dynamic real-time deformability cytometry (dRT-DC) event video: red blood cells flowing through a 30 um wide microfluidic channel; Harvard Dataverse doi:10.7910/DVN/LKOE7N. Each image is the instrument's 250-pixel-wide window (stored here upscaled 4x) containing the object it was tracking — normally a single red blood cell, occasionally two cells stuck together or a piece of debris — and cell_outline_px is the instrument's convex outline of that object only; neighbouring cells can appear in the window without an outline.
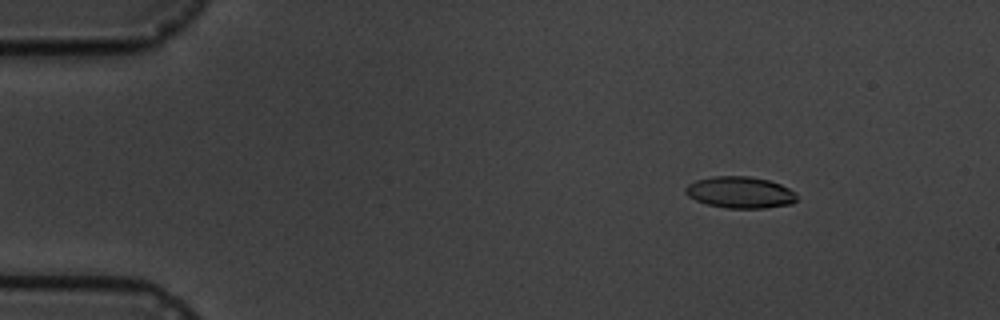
{"species": "common noctule bat (a hibernating species)", "species_latin": "Nyctalus noctula", "temperature_condition": "cold", "stored_images_in_passage": 8, "camera_frame_rate_fps": 3000, "um_per_image_px": 0.085, "animal": {"sex": "male", "body_mass_g": 19.5, "forearm_length_mm": 54.6}, "frame": {"image": 1, "passage_image": 3, "time_ms": 2.333, "image_size_px": [1000, 320], "cell_outline_px": [[796, 200], [792, 204], [764, 208], [728, 208], [708, 204], [696, 200], [688, 196], [684, 192], [684, 188], [688, 184], [696, 180], [712, 176], [748, 176], [768, 180], [780, 184], [796, 192]], "centroid_in_image_um": [62.9, 16.35], "position_along_channel_um": 22.1, "area_um2": 20.46}}
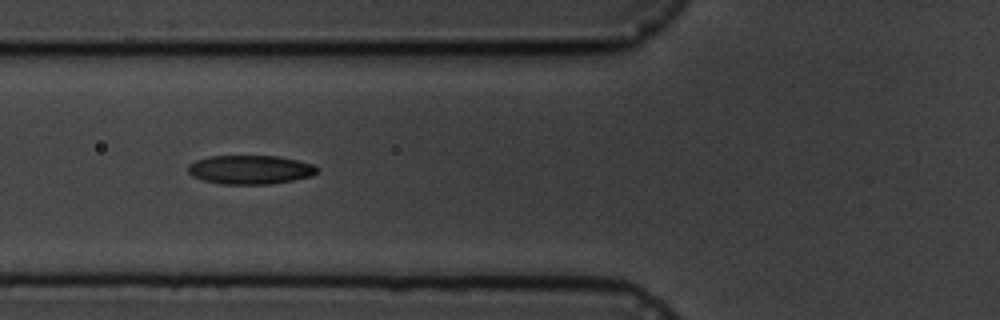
{"frame": {"image": 2, "passage_image": 7, "time_ms": 7.0, "image_size_px": [1000, 320], "cell_outline_px": [[320, 168], [312, 176], [272, 184], [220, 184], [200, 180], [192, 176], [188, 172], [188, 164], [196, 160], [208, 156], [276, 156], [296, 160], [312, 164]], "centroid_in_image_um": [21.23, 14.43], "position_along_channel_um": 104.6, "area_um2": 21.85}}
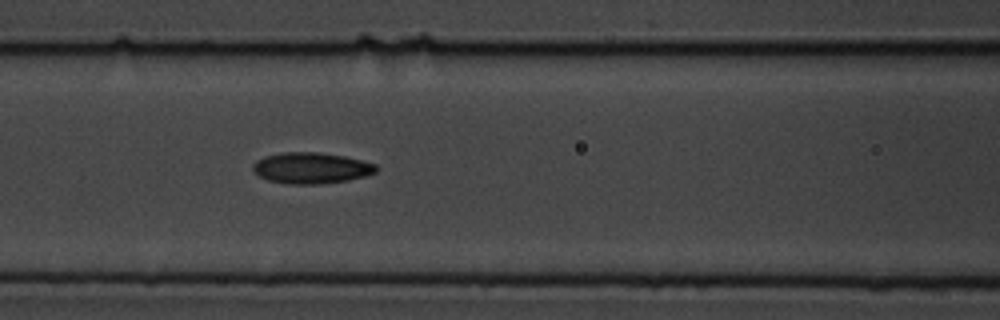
{"frame": {"image": 3, "passage_image": 8, "time_ms": 8.0, "image_size_px": [1000, 320], "cell_outline_px": [[376, 172], [364, 176], [348, 180], [320, 184], [288, 184], [268, 180], [252, 172], [252, 164], [256, 160], [264, 156], [284, 152], [320, 152], [344, 156], [376, 164]], "centroid_in_image_um": [26.41, 14.28], "position_along_channel_um": 140.2, "area_um2": 22.37}}